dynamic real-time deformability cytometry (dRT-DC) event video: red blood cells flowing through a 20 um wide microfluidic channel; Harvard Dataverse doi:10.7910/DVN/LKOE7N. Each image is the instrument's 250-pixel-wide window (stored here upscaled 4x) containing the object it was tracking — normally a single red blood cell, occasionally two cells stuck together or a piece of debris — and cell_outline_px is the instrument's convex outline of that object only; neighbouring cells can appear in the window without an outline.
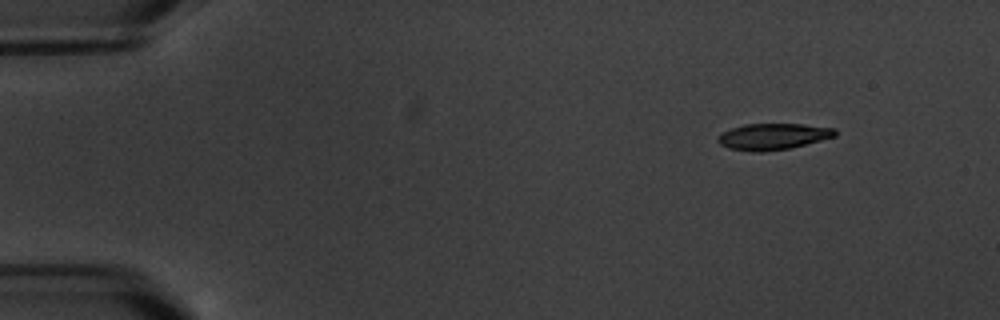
{"species": "common noctule bat (a hibernating species)", "species_latin": "Nyctalus noctula", "temperature_condition": "warm", "stored_images_in_passage": 15, "camera_frame_rate_fps": 3000, "um_per_image_px": 0.085, "animal": {"sex": "male", "body_mass_g": 20.1, "forearm_length_mm": 53.5}, "frame": {"image": 1, "passage_image": 1, "time_ms": 0.0, "image_size_px": [1000, 320], "cell_outline_px": [[836, 136], [788, 148], [760, 152], [752, 152], [728, 148], [720, 144], [716, 140], [724, 132], [732, 128], [744, 124], [804, 124], [836, 128]], "centroid_in_image_um": [65.7, 11.6], "position_along_channel_um": 19.3, "area_um2": 17.74}}
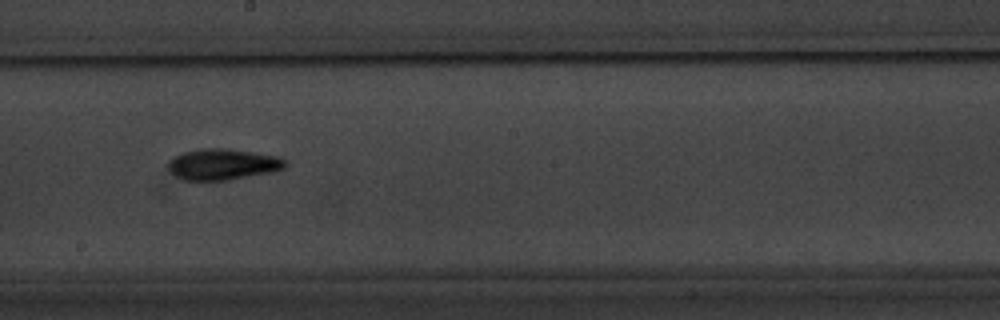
{"frame": {"image": 2, "passage_image": 8, "time_ms": 9.0, "image_size_px": [1000, 320], "cell_outline_px": [[288, 164], [284, 168], [272, 172], [224, 180], [184, 180], [176, 176], [168, 168], [168, 164], [176, 156], [184, 152], [200, 148], [228, 148], [276, 156], [284, 160]], "centroid_in_image_um": [18.94, 13.96], "position_along_channel_um": 229.3, "area_um2": 20.87}}
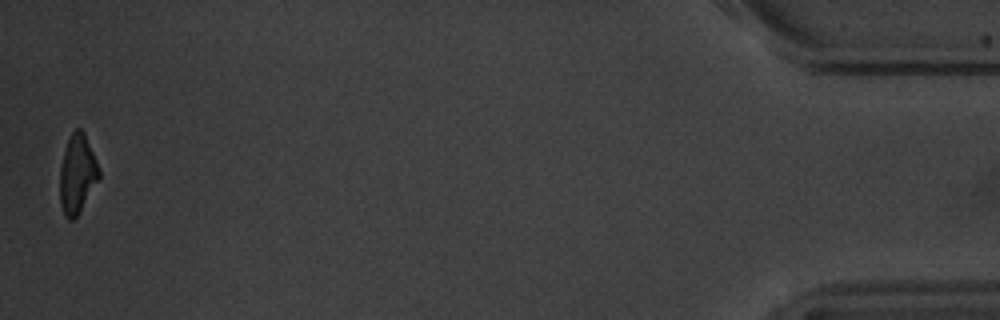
{"frame": {"image": 3, "passage_image": 15, "time_ms": 17.333, "image_size_px": [1000, 320], "cell_outline_px": [[100, 176], [80, 212], [72, 220], [68, 220], [64, 216], [60, 204], [60, 168], [64, 152], [68, 140], [72, 132], [76, 128], [80, 128], [84, 132], [100, 172]], "centroid_in_image_um": [6.55, 14.83], "position_along_channel_um": 428.7, "area_um2": 17.69}, "authors_computed_cell_mechanics": {"area_um2": 19.074, "velocity_mm_per_s": 3.4317, "shape_relaxation_time_tau1_ms": 4.045, "shape_relaxation_time_tau2_ms": 6.9248, "deformation_change_tau1": 0.1488, "deformation_change_tau2": 0.1513}}